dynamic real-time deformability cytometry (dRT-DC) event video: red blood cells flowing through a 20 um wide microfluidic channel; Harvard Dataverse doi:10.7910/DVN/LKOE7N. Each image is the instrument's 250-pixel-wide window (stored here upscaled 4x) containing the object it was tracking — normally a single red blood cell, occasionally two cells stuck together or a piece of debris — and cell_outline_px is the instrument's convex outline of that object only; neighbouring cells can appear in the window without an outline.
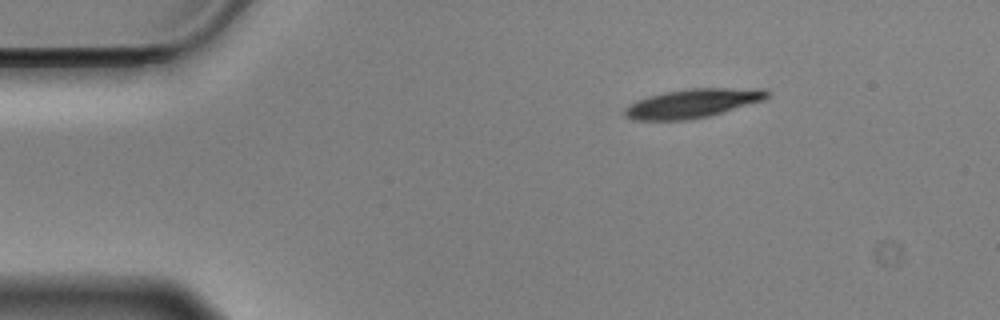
{"species": "Egyptian fruit bat (a non-hibernating species)", "species_latin": "Rousettus aegyptiacus", "temperature_condition": "cold", "stored_images_in_passage": 49, "camera_frame_rate_fps": 3000, "um_per_image_px": 0.085, "animal": {"sex": "male"}, "frame": {"image": 1, "passage_image": 1, "time_ms": 0.0, "image_size_px": [1000, 320], "cell_outline_px": [[768, 96], [764, 100], [708, 116], [684, 120], [636, 120], [628, 116], [624, 112], [624, 108], [636, 100], [648, 96], [664, 92], [688, 88], [764, 88], [768, 92]], "centroid_in_image_um": [58.88, 8.76], "position_along_channel_um": 26.1, "area_um2": 23.81}}
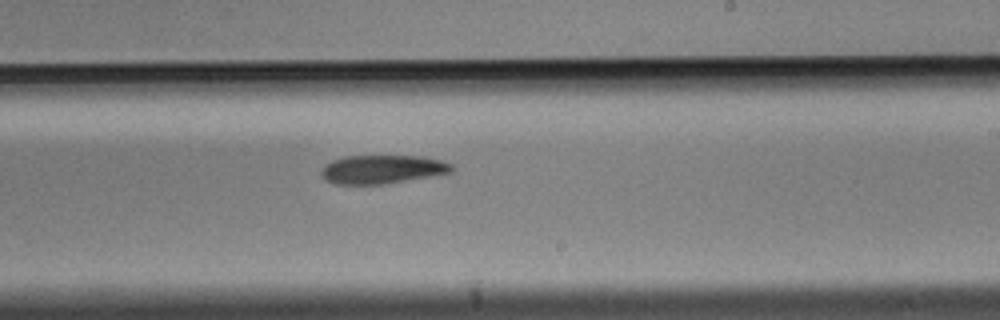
{"frame": {"image": 2, "passage_image": 26, "time_ms": 8.333, "image_size_px": [1000, 320], "cell_outline_px": [[456, 168], [452, 172], [432, 176], [384, 184], [336, 184], [328, 180], [320, 172], [324, 164], [332, 160], [344, 156], [424, 156], [440, 160], [452, 164]], "centroid_in_image_um": [32.53, 14.38], "position_along_channel_um": 256.5, "area_um2": 21.79}}
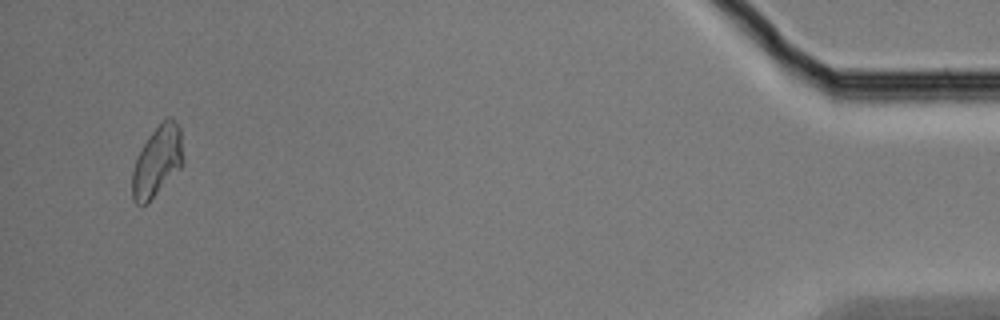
{"frame": {"image": 3, "passage_image": 47, "time_ms": 15.333, "image_size_px": [1000, 320], "cell_outline_px": [[184, 164], [148, 204], [136, 204], [132, 196], [132, 172], [136, 160], [148, 136], [168, 116], [176, 120], [180, 128], [184, 160]], "centroid_in_image_um": [13.39, 13.72], "position_along_channel_um": 421.8, "area_um2": 20.92}, "authors_computed_cell_mechanics": {"area_um2": 23.0622, "velocity_mm_per_s": 3.4995, "shape_relaxation_time_tau1_ms": 2.7778, "shape_relaxation_time_tau2_ms": null, "deformation_change_tau1": 0.1137, "deformation_change_tau2": null}}